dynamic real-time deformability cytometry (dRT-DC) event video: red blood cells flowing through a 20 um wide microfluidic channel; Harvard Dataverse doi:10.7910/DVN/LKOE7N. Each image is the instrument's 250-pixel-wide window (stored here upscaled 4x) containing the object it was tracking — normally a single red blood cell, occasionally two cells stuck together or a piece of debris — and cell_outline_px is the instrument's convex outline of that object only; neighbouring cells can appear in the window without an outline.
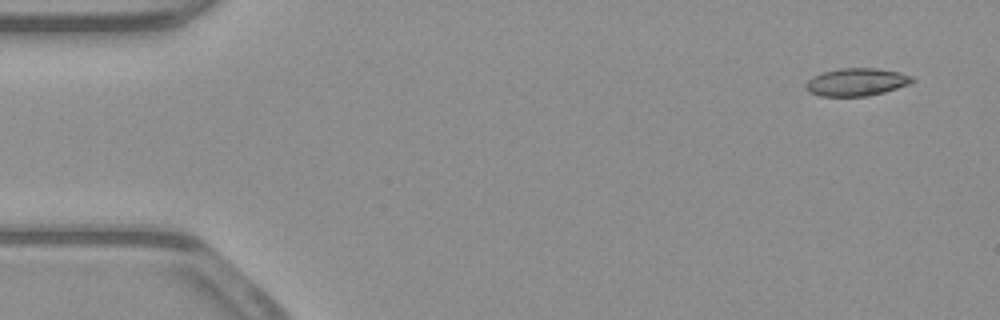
{"species": "common noctule bat (a hibernating species)", "species_latin": "Nyctalus noctula", "temperature_condition": "warm", "stored_images_in_passage": 50, "camera_frame_rate_fps": 3000, "um_per_image_px": 0.085, "animal": {"sex": "male", "body_mass_g": 23.1, "forearm_length_mm": 52.7}, "frame": {"image": 1, "passage_image": 1, "time_ms": 0.0, "image_size_px": [1000, 320], "cell_outline_px": [[916, 80], [908, 84], [884, 92], [868, 96], [820, 96], [808, 92], [804, 88], [804, 84], [812, 76], [824, 72], [840, 68], [876, 68], [900, 72], [912, 76]], "centroid_in_image_um": [72.77, 6.97], "position_along_channel_um": 12.2, "area_um2": 17.28}}
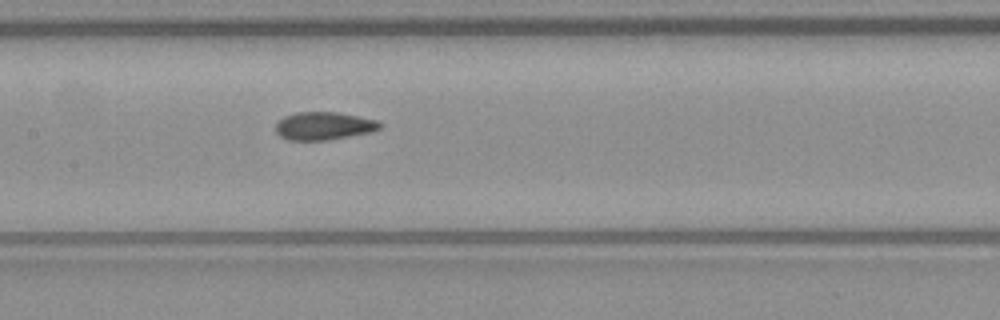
{"frame": {"image": 2, "passage_image": 23, "time_ms": 7.333, "image_size_px": [1000, 320], "cell_outline_px": [[384, 124], [380, 128], [372, 132], [328, 140], [288, 140], [280, 136], [276, 132], [276, 124], [284, 116], [296, 112], [336, 112], [376, 120]], "centroid_in_image_um": [27.53, 10.71], "position_along_channel_um": 179.9, "area_um2": 16.94}}
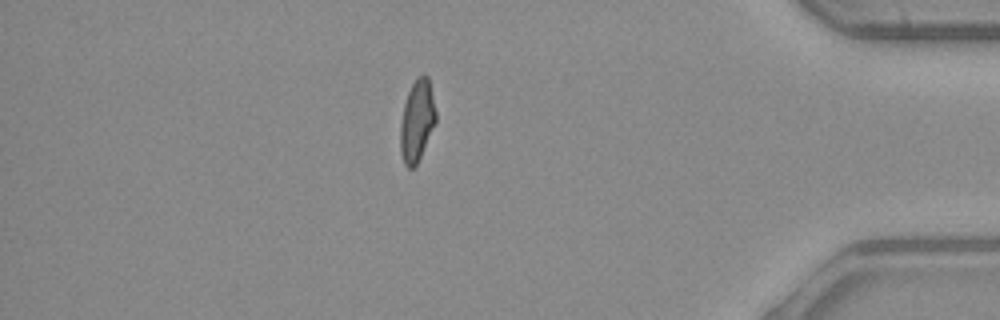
{"frame": {"image": 3, "passage_image": 43, "time_ms": 14.0, "image_size_px": [1000, 320], "cell_outline_px": [[436, 124], [416, 164], [412, 168], [408, 168], [404, 164], [400, 152], [400, 124], [404, 104], [408, 92], [416, 76], [424, 72], [428, 76], [436, 112]], "centroid_in_image_um": [35.44, 10.23], "position_along_channel_um": 399.8, "area_um2": 16.99}, "authors_computed_cell_mechanics": {"area_um2": 17.2244, "velocity_mm_per_s": 3.9387, "shape_relaxation_time_tau1_ms": 6.2975, "shape_relaxation_time_tau2_ms": 1.5866, "deformation_change_tau1": 0.1954, "deformation_change_tau2": 0.0744}}